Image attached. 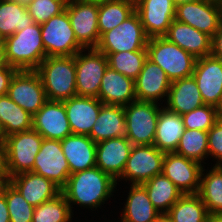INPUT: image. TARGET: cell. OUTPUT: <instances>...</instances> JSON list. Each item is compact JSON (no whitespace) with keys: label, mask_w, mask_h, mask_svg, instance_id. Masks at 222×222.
I'll list each match as a JSON object with an SVG mask.
<instances>
[{"label":"cell","mask_w":222,"mask_h":222,"mask_svg":"<svg viewBox=\"0 0 222 222\" xmlns=\"http://www.w3.org/2000/svg\"><path fill=\"white\" fill-rule=\"evenodd\" d=\"M117 181L97 166L70 174L61 192L71 203L96 208L104 203L114 191Z\"/></svg>","instance_id":"6da1fadb"},{"label":"cell","mask_w":222,"mask_h":222,"mask_svg":"<svg viewBox=\"0 0 222 222\" xmlns=\"http://www.w3.org/2000/svg\"><path fill=\"white\" fill-rule=\"evenodd\" d=\"M35 71L41 78L47 100L65 101L77 95L75 55L46 57Z\"/></svg>","instance_id":"7a4b0ae2"},{"label":"cell","mask_w":222,"mask_h":222,"mask_svg":"<svg viewBox=\"0 0 222 222\" xmlns=\"http://www.w3.org/2000/svg\"><path fill=\"white\" fill-rule=\"evenodd\" d=\"M9 66L21 70H36L47 57L41 38L40 24L33 23L7 37L4 42Z\"/></svg>","instance_id":"3957f363"},{"label":"cell","mask_w":222,"mask_h":222,"mask_svg":"<svg viewBox=\"0 0 222 222\" xmlns=\"http://www.w3.org/2000/svg\"><path fill=\"white\" fill-rule=\"evenodd\" d=\"M43 137L33 128L5 137L0 144L7 179L23 172H33L35 157Z\"/></svg>","instance_id":"277c9868"},{"label":"cell","mask_w":222,"mask_h":222,"mask_svg":"<svg viewBox=\"0 0 222 222\" xmlns=\"http://www.w3.org/2000/svg\"><path fill=\"white\" fill-rule=\"evenodd\" d=\"M147 58L160 66L172 81L193 75L196 58L166 37L149 38Z\"/></svg>","instance_id":"5b68a950"},{"label":"cell","mask_w":222,"mask_h":222,"mask_svg":"<svg viewBox=\"0 0 222 222\" xmlns=\"http://www.w3.org/2000/svg\"><path fill=\"white\" fill-rule=\"evenodd\" d=\"M155 102L133 101L124 106L126 138L133 145H153L161 108Z\"/></svg>","instance_id":"8992f818"},{"label":"cell","mask_w":222,"mask_h":222,"mask_svg":"<svg viewBox=\"0 0 222 222\" xmlns=\"http://www.w3.org/2000/svg\"><path fill=\"white\" fill-rule=\"evenodd\" d=\"M148 40L139 14L135 11L120 25L105 32L96 49L102 53L146 50Z\"/></svg>","instance_id":"52a82bcc"},{"label":"cell","mask_w":222,"mask_h":222,"mask_svg":"<svg viewBox=\"0 0 222 222\" xmlns=\"http://www.w3.org/2000/svg\"><path fill=\"white\" fill-rule=\"evenodd\" d=\"M41 38L47 57L74 56L85 49L77 42L67 11L51 17L40 25Z\"/></svg>","instance_id":"ba28073f"},{"label":"cell","mask_w":222,"mask_h":222,"mask_svg":"<svg viewBox=\"0 0 222 222\" xmlns=\"http://www.w3.org/2000/svg\"><path fill=\"white\" fill-rule=\"evenodd\" d=\"M65 10L77 42L84 49L96 48L100 40L98 0H68Z\"/></svg>","instance_id":"9c48e42d"},{"label":"cell","mask_w":222,"mask_h":222,"mask_svg":"<svg viewBox=\"0 0 222 222\" xmlns=\"http://www.w3.org/2000/svg\"><path fill=\"white\" fill-rule=\"evenodd\" d=\"M75 54L76 90L78 96L98 98L101 79L108 67L107 57L96 48H88Z\"/></svg>","instance_id":"30bf717a"},{"label":"cell","mask_w":222,"mask_h":222,"mask_svg":"<svg viewBox=\"0 0 222 222\" xmlns=\"http://www.w3.org/2000/svg\"><path fill=\"white\" fill-rule=\"evenodd\" d=\"M7 96L32 116L47 101L41 78L35 70L17 71L11 79Z\"/></svg>","instance_id":"8fae6325"},{"label":"cell","mask_w":222,"mask_h":222,"mask_svg":"<svg viewBox=\"0 0 222 222\" xmlns=\"http://www.w3.org/2000/svg\"><path fill=\"white\" fill-rule=\"evenodd\" d=\"M165 152L154 145H133L120 179L143 184L162 173ZM128 178V179H127Z\"/></svg>","instance_id":"7c38bea8"},{"label":"cell","mask_w":222,"mask_h":222,"mask_svg":"<svg viewBox=\"0 0 222 222\" xmlns=\"http://www.w3.org/2000/svg\"><path fill=\"white\" fill-rule=\"evenodd\" d=\"M33 172L51 180L61 190L66 186L70 169L60 140L43 138L35 157Z\"/></svg>","instance_id":"4fadbf2b"},{"label":"cell","mask_w":222,"mask_h":222,"mask_svg":"<svg viewBox=\"0 0 222 222\" xmlns=\"http://www.w3.org/2000/svg\"><path fill=\"white\" fill-rule=\"evenodd\" d=\"M175 20L213 37L222 23V6L197 0L176 6Z\"/></svg>","instance_id":"5bb4252c"},{"label":"cell","mask_w":222,"mask_h":222,"mask_svg":"<svg viewBox=\"0 0 222 222\" xmlns=\"http://www.w3.org/2000/svg\"><path fill=\"white\" fill-rule=\"evenodd\" d=\"M202 164L175 152H166L162 173L169 178L182 194H198Z\"/></svg>","instance_id":"9a60e30c"},{"label":"cell","mask_w":222,"mask_h":222,"mask_svg":"<svg viewBox=\"0 0 222 222\" xmlns=\"http://www.w3.org/2000/svg\"><path fill=\"white\" fill-rule=\"evenodd\" d=\"M135 11L149 38L163 37L175 19L176 5L173 0H135Z\"/></svg>","instance_id":"2e32d148"},{"label":"cell","mask_w":222,"mask_h":222,"mask_svg":"<svg viewBox=\"0 0 222 222\" xmlns=\"http://www.w3.org/2000/svg\"><path fill=\"white\" fill-rule=\"evenodd\" d=\"M32 128L46 139L61 141L72 134L64 103L47 100L32 117Z\"/></svg>","instance_id":"e0dca14e"},{"label":"cell","mask_w":222,"mask_h":222,"mask_svg":"<svg viewBox=\"0 0 222 222\" xmlns=\"http://www.w3.org/2000/svg\"><path fill=\"white\" fill-rule=\"evenodd\" d=\"M192 76L204 104L216 107L222 94V60L213 55L197 58Z\"/></svg>","instance_id":"ac0fdd59"},{"label":"cell","mask_w":222,"mask_h":222,"mask_svg":"<svg viewBox=\"0 0 222 222\" xmlns=\"http://www.w3.org/2000/svg\"><path fill=\"white\" fill-rule=\"evenodd\" d=\"M133 144L126 137L96 143V166L116 181L122 175Z\"/></svg>","instance_id":"d6986e66"},{"label":"cell","mask_w":222,"mask_h":222,"mask_svg":"<svg viewBox=\"0 0 222 222\" xmlns=\"http://www.w3.org/2000/svg\"><path fill=\"white\" fill-rule=\"evenodd\" d=\"M62 102L72 134L89 136L103 103L98 98L78 95Z\"/></svg>","instance_id":"ffe728a7"},{"label":"cell","mask_w":222,"mask_h":222,"mask_svg":"<svg viewBox=\"0 0 222 222\" xmlns=\"http://www.w3.org/2000/svg\"><path fill=\"white\" fill-rule=\"evenodd\" d=\"M170 87L171 80L164 70L147 58L135 79L136 100L157 103L164 96H168Z\"/></svg>","instance_id":"44dd1931"},{"label":"cell","mask_w":222,"mask_h":222,"mask_svg":"<svg viewBox=\"0 0 222 222\" xmlns=\"http://www.w3.org/2000/svg\"><path fill=\"white\" fill-rule=\"evenodd\" d=\"M8 181L21 193L22 197L36 207L61 193V189L51 180L34 172H23L10 177Z\"/></svg>","instance_id":"7402d4cb"},{"label":"cell","mask_w":222,"mask_h":222,"mask_svg":"<svg viewBox=\"0 0 222 222\" xmlns=\"http://www.w3.org/2000/svg\"><path fill=\"white\" fill-rule=\"evenodd\" d=\"M98 99L106 105L120 106L136 101L135 80L108 66L101 79Z\"/></svg>","instance_id":"603a6c76"},{"label":"cell","mask_w":222,"mask_h":222,"mask_svg":"<svg viewBox=\"0 0 222 222\" xmlns=\"http://www.w3.org/2000/svg\"><path fill=\"white\" fill-rule=\"evenodd\" d=\"M196 59L211 55L212 37L188 24L173 20L164 36Z\"/></svg>","instance_id":"cb8c5ba5"},{"label":"cell","mask_w":222,"mask_h":222,"mask_svg":"<svg viewBox=\"0 0 222 222\" xmlns=\"http://www.w3.org/2000/svg\"><path fill=\"white\" fill-rule=\"evenodd\" d=\"M70 174L96 166V142L87 135L70 134L61 140Z\"/></svg>","instance_id":"d4e9b609"},{"label":"cell","mask_w":222,"mask_h":222,"mask_svg":"<svg viewBox=\"0 0 222 222\" xmlns=\"http://www.w3.org/2000/svg\"><path fill=\"white\" fill-rule=\"evenodd\" d=\"M203 105L201 92L193 76L171 82L167 96V109L182 116Z\"/></svg>","instance_id":"484cf974"},{"label":"cell","mask_w":222,"mask_h":222,"mask_svg":"<svg viewBox=\"0 0 222 222\" xmlns=\"http://www.w3.org/2000/svg\"><path fill=\"white\" fill-rule=\"evenodd\" d=\"M125 136L124 106L103 104L89 137L94 142L99 143L111 138Z\"/></svg>","instance_id":"4316f807"},{"label":"cell","mask_w":222,"mask_h":222,"mask_svg":"<svg viewBox=\"0 0 222 222\" xmlns=\"http://www.w3.org/2000/svg\"><path fill=\"white\" fill-rule=\"evenodd\" d=\"M185 127L182 116L162 108L159 113L153 145L163 152H175Z\"/></svg>","instance_id":"83f0119b"},{"label":"cell","mask_w":222,"mask_h":222,"mask_svg":"<svg viewBox=\"0 0 222 222\" xmlns=\"http://www.w3.org/2000/svg\"><path fill=\"white\" fill-rule=\"evenodd\" d=\"M121 220L123 222H154L161 213L153 206L141 184H131Z\"/></svg>","instance_id":"f1b7e54d"},{"label":"cell","mask_w":222,"mask_h":222,"mask_svg":"<svg viewBox=\"0 0 222 222\" xmlns=\"http://www.w3.org/2000/svg\"><path fill=\"white\" fill-rule=\"evenodd\" d=\"M141 185L146 189L153 206L161 214H166L172 205L183 196L177 186L163 173L155 175Z\"/></svg>","instance_id":"f546056e"},{"label":"cell","mask_w":222,"mask_h":222,"mask_svg":"<svg viewBox=\"0 0 222 222\" xmlns=\"http://www.w3.org/2000/svg\"><path fill=\"white\" fill-rule=\"evenodd\" d=\"M32 117L7 95L0 96L2 141L9 135L32 129Z\"/></svg>","instance_id":"4dcf8cb0"},{"label":"cell","mask_w":222,"mask_h":222,"mask_svg":"<svg viewBox=\"0 0 222 222\" xmlns=\"http://www.w3.org/2000/svg\"><path fill=\"white\" fill-rule=\"evenodd\" d=\"M135 12V0H98L100 37L120 25Z\"/></svg>","instance_id":"1f68e13d"},{"label":"cell","mask_w":222,"mask_h":222,"mask_svg":"<svg viewBox=\"0 0 222 222\" xmlns=\"http://www.w3.org/2000/svg\"><path fill=\"white\" fill-rule=\"evenodd\" d=\"M204 171L202 168L198 195L209 215L222 214V166H214L206 175Z\"/></svg>","instance_id":"d6a6232c"},{"label":"cell","mask_w":222,"mask_h":222,"mask_svg":"<svg viewBox=\"0 0 222 222\" xmlns=\"http://www.w3.org/2000/svg\"><path fill=\"white\" fill-rule=\"evenodd\" d=\"M33 23L26 5L0 0V33L5 39Z\"/></svg>","instance_id":"836d02e7"},{"label":"cell","mask_w":222,"mask_h":222,"mask_svg":"<svg viewBox=\"0 0 222 222\" xmlns=\"http://www.w3.org/2000/svg\"><path fill=\"white\" fill-rule=\"evenodd\" d=\"M172 222H208L209 214L198 194H184L166 213Z\"/></svg>","instance_id":"e575fe53"},{"label":"cell","mask_w":222,"mask_h":222,"mask_svg":"<svg viewBox=\"0 0 222 222\" xmlns=\"http://www.w3.org/2000/svg\"><path fill=\"white\" fill-rule=\"evenodd\" d=\"M108 66L122 75L135 80L147 59V50L104 53Z\"/></svg>","instance_id":"d590c367"},{"label":"cell","mask_w":222,"mask_h":222,"mask_svg":"<svg viewBox=\"0 0 222 222\" xmlns=\"http://www.w3.org/2000/svg\"><path fill=\"white\" fill-rule=\"evenodd\" d=\"M175 153L201 164L209 156L208 131L185 128Z\"/></svg>","instance_id":"8d00e7d4"},{"label":"cell","mask_w":222,"mask_h":222,"mask_svg":"<svg viewBox=\"0 0 222 222\" xmlns=\"http://www.w3.org/2000/svg\"><path fill=\"white\" fill-rule=\"evenodd\" d=\"M71 216L69 204L61 192L34 208L32 222H70Z\"/></svg>","instance_id":"74e56055"},{"label":"cell","mask_w":222,"mask_h":222,"mask_svg":"<svg viewBox=\"0 0 222 222\" xmlns=\"http://www.w3.org/2000/svg\"><path fill=\"white\" fill-rule=\"evenodd\" d=\"M0 190L5 195L10 222H32L35 207L30 205L9 181L1 186Z\"/></svg>","instance_id":"f35d334b"},{"label":"cell","mask_w":222,"mask_h":222,"mask_svg":"<svg viewBox=\"0 0 222 222\" xmlns=\"http://www.w3.org/2000/svg\"><path fill=\"white\" fill-rule=\"evenodd\" d=\"M182 119L186 129L208 131L219 120V117L214 106L204 104L183 114Z\"/></svg>","instance_id":"ab89813d"},{"label":"cell","mask_w":222,"mask_h":222,"mask_svg":"<svg viewBox=\"0 0 222 222\" xmlns=\"http://www.w3.org/2000/svg\"><path fill=\"white\" fill-rule=\"evenodd\" d=\"M67 0H31L26 6L34 23L43 24L65 10Z\"/></svg>","instance_id":"60d3db41"},{"label":"cell","mask_w":222,"mask_h":222,"mask_svg":"<svg viewBox=\"0 0 222 222\" xmlns=\"http://www.w3.org/2000/svg\"><path fill=\"white\" fill-rule=\"evenodd\" d=\"M208 153L217 159L215 166H222V119L208 130Z\"/></svg>","instance_id":"b9f144b4"},{"label":"cell","mask_w":222,"mask_h":222,"mask_svg":"<svg viewBox=\"0 0 222 222\" xmlns=\"http://www.w3.org/2000/svg\"><path fill=\"white\" fill-rule=\"evenodd\" d=\"M17 71L16 68L11 66L0 69V96L7 95L11 79Z\"/></svg>","instance_id":"7bdbcfd3"},{"label":"cell","mask_w":222,"mask_h":222,"mask_svg":"<svg viewBox=\"0 0 222 222\" xmlns=\"http://www.w3.org/2000/svg\"><path fill=\"white\" fill-rule=\"evenodd\" d=\"M211 55L222 60V23L220 28L212 37Z\"/></svg>","instance_id":"ee69618b"},{"label":"cell","mask_w":222,"mask_h":222,"mask_svg":"<svg viewBox=\"0 0 222 222\" xmlns=\"http://www.w3.org/2000/svg\"><path fill=\"white\" fill-rule=\"evenodd\" d=\"M0 222H10L9 211L4 193L0 190Z\"/></svg>","instance_id":"f6af8a7d"},{"label":"cell","mask_w":222,"mask_h":222,"mask_svg":"<svg viewBox=\"0 0 222 222\" xmlns=\"http://www.w3.org/2000/svg\"><path fill=\"white\" fill-rule=\"evenodd\" d=\"M7 66H9V64L6 59L5 45L0 44V69L5 68Z\"/></svg>","instance_id":"bcb514c9"},{"label":"cell","mask_w":222,"mask_h":222,"mask_svg":"<svg viewBox=\"0 0 222 222\" xmlns=\"http://www.w3.org/2000/svg\"><path fill=\"white\" fill-rule=\"evenodd\" d=\"M8 181L5 173L4 159H0V187Z\"/></svg>","instance_id":"7dc6e473"},{"label":"cell","mask_w":222,"mask_h":222,"mask_svg":"<svg viewBox=\"0 0 222 222\" xmlns=\"http://www.w3.org/2000/svg\"><path fill=\"white\" fill-rule=\"evenodd\" d=\"M208 222H222V214L209 215Z\"/></svg>","instance_id":"c3c4849f"},{"label":"cell","mask_w":222,"mask_h":222,"mask_svg":"<svg viewBox=\"0 0 222 222\" xmlns=\"http://www.w3.org/2000/svg\"><path fill=\"white\" fill-rule=\"evenodd\" d=\"M215 109L217 110V114L219 119H222V94L220 97V100L218 102V104L216 105Z\"/></svg>","instance_id":"681fc988"},{"label":"cell","mask_w":222,"mask_h":222,"mask_svg":"<svg viewBox=\"0 0 222 222\" xmlns=\"http://www.w3.org/2000/svg\"><path fill=\"white\" fill-rule=\"evenodd\" d=\"M154 222H172L166 214H161Z\"/></svg>","instance_id":"f907efd6"},{"label":"cell","mask_w":222,"mask_h":222,"mask_svg":"<svg viewBox=\"0 0 222 222\" xmlns=\"http://www.w3.org/2000/svg\"><path fill=\"white\" fill-rule=\"evenodd\" d=\"M175 5L178 6V5H181V4H184V3H188V2H194V1H197V0H173Z\"/></svg>","instance_id":"816d5d0a"},{"label":"cell","mask_w":222,"mask_h":222,"mask_svg":"<svg viewBox=\"0 0 222 222\" xmlns=\"http://www.w3.org/2000/svg\"><path fill=\"white\" fill-rule=\"evenodd\" d=\"M7 1H12V2L23 4V5H27L31 0H7Z\"/></svg>","instance_id":"f5cc1de1"},{"label":"cell","mask_w":222,"mask_h":222,"mask_svg":"<svg viewBox=\"0 0 222 222\" xmlns=\"http://www.w3.org/2000/svg\"><path fill=\"white\" fill-rule=\"evenodd\" d=\"M203 1L215 3V4H218V5H221V6H222V0H203Z\"/></svg>","instance_id":"db71d44e"},{"label":"cell","mask_w":222,"mask_h":222,"mask_svg":"<svg viewBox=\"0 0 222 222\" xmlns=\"http://www.w3.org/2000/svg\"><path fill=\"white\" fill-rule=\"evenodd\" d=\"M4 42H5V38L0 33V44H4Z\"/></svg>","instance_id":"11a10c76"},{"label":"cell","mask_w":222,"mask_h":222,"mask_svg":"<svg viewBox=\"0 0 222 222\" xmlns=\"http://www.w3.org/2000/svg\"><path fill=\"white\" fill-rule=\"evenodd\" d=\"M0 159H4V156H3V152H2L1 146H0Z\"/></svg>","instance_id":"9f6ffc18"},{"label":"cell","mask_w":222,"mask_h":222,"mask_svg":"<svg viewBox=\"0 0 222 222\" xmlns=\"http://www.w3.org/2000/svg\"><path fill=\"white\" fill-rule=\"evenodd\" d=\"M2 143V129H1V126H0V144Z\"/></svg>","instance_id":"6f0895ef"}]
</instances>
